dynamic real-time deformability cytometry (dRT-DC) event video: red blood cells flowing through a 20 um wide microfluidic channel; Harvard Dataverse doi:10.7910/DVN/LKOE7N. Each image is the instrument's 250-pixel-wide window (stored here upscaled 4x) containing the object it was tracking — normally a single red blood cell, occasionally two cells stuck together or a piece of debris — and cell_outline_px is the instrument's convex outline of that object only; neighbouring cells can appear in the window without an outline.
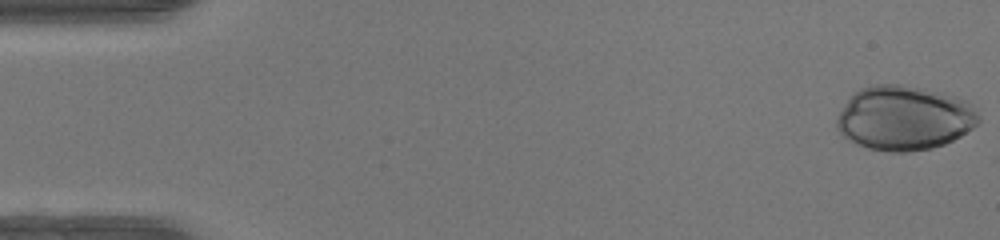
{"species": "human", "species_latin": "Homo sapiens", "temperature_condition": "warm", "stored_images_in_passage": 12, "camera_frame_rate_fps": 3000, "um_per_image_px": 0.085, "donor": {"sex": "female"}, "frame": {"image": 1, "passage_image": 1, "time_ms": 0.0, "image_size_px": [1000, 240], "cell_outline_px": [[980, 120], [972, 128], [960, 136], [944, 144], [932, 148], [908, 152], [888, 152], [868, 148], [856, 144], [844, 136], [840, 132], [836, 124], [836, 120], [840, 112], [848, 100], [860, 88], [876, 84], [900, 84], [924, 88], [940, 92], [968, 100], [972, 104], [980, 116]], "centroid_in_image_um": [76.89, 10.03], "position_along_channel_um": 8.1, "area_um2": 53.29}}